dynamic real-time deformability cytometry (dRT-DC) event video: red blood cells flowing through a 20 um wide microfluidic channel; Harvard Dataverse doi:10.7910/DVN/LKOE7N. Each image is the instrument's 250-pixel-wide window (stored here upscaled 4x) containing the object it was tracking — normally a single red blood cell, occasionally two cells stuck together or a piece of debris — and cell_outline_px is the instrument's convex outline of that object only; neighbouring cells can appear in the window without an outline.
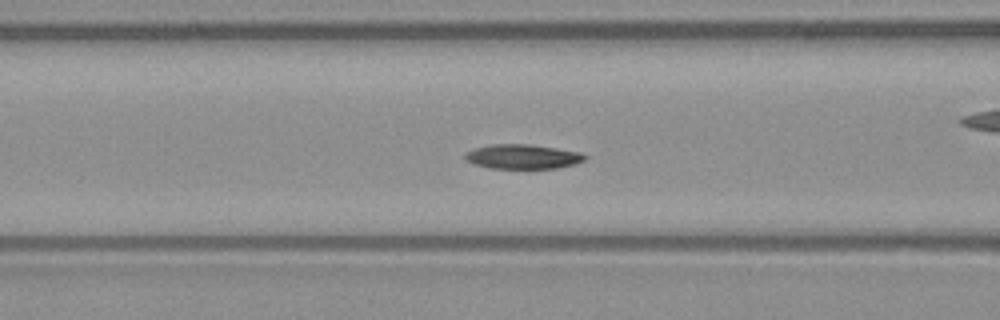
{"species": "common noctule bat (a hibernating species)", "species_latin": "Nyctalus noctula", "temperature_condition": "warm", "stored_images_in_passage": 44, "camera_frame_rate_fps": 3000, "um_per_image_px": 0.085, "animal": {"sex": "male", "body_mass_g": 23.1, "forearm_length_mm": 52.7}, "frame": {"image": 1, "passage_image": 11, "time_ms": 3.333, "image_size_px": [1000, 320], "cell_outline_px": [[588, 156], [584, 160], [576, 164], [556, 168], [488, 168], [472, 164], [464, 160], [464, 152], [488, 144], [528, 144], [556, 148], [580, 152]], "centroid_in_image_um": [44.38, 13.31], "position_along_channel_um": 122.2, "area_um2": 17.28}}
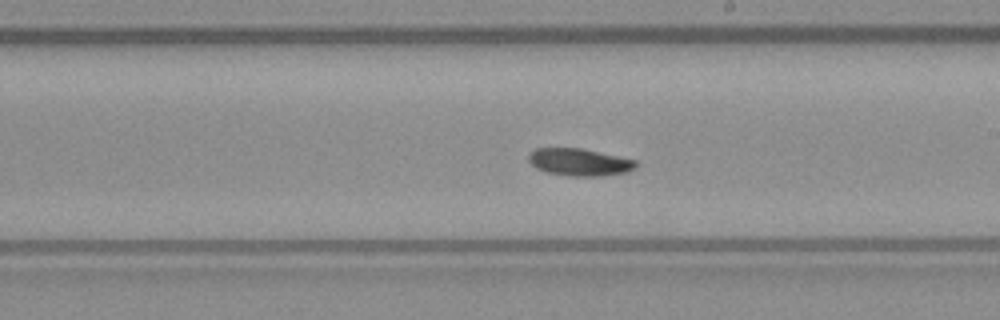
{"frame": {"image": 2, "passage_image": 20, "time_ms": 6.333, "image_size_px": [1000, 320], "cell_outline_px": [[636, 168], [628, 172], [600, 176], [568, 176], [544, 172], [536, 168], [528, 160], [528, 152], [536, 148], [580, 148], [636, 160]], "centroid_in_image_um": [49.21, 13.79], "position_along_channel_um": 239.8, "area_um2": 17.17}}
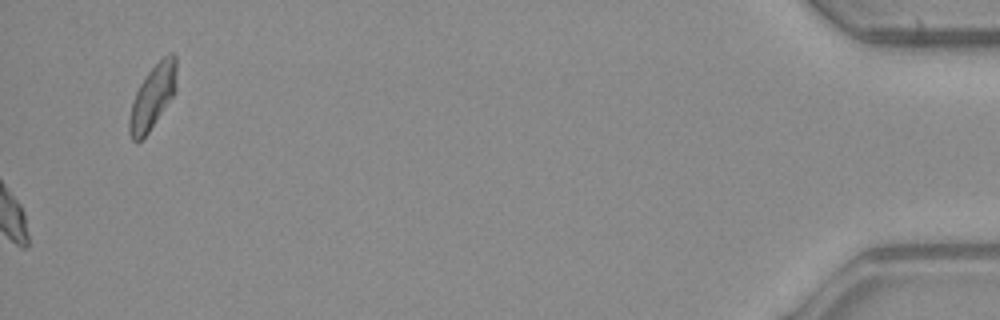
{"frame": {"image": 3, "passage_image": 44, "time_ms": 14.333, "image_size_px": [1000, 320], "cell_outline_px": [[176, 88], [172, 96], [148, 132], [136, 144], [132, 140], [128, 132], [128, 120], [132, 104], [136, 92], [140, 84], [148, 72], [164, 56], [172, 52], [176, 56]], "centroid_in_image_um": [12.95, 8.24], "position_along_channel_um": 422.2, "area_um2": 17.22}, "authors_computed_cell_mechanics": {"area_um2": 17.1088, "velocity_mm_per_s": 3.9215, "shape_relaxation_time_tau1_ms": 6.9409, "shape_relaxation_time_tau2_ms": null, "deformation_change_tau1": 0.1544, "deformation_change_tau2": null}}